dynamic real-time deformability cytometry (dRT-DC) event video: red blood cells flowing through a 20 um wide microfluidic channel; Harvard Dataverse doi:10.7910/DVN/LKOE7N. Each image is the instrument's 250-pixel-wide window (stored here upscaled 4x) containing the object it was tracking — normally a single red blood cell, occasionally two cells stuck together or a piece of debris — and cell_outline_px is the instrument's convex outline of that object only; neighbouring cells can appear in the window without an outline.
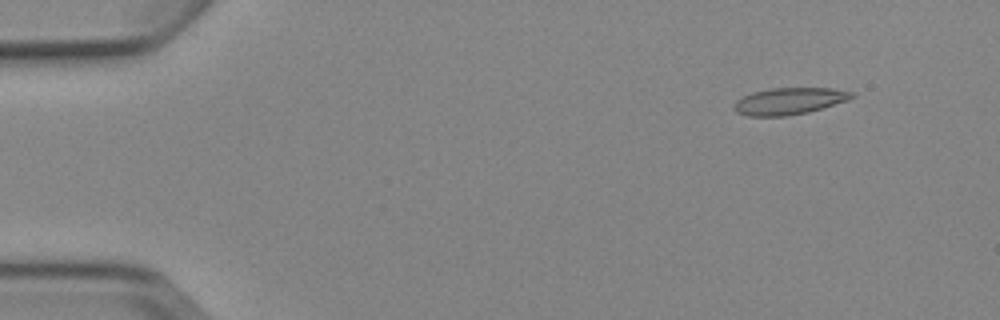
{"species": "Egyptian fruit bat (a non-hibernating species)", "species_latin": "Rousettus aegyptiacus", "temperature_condition": "cold", "stored_images_in_passage": 4, "camera_frame_rate_fps": 3000, "um_per_image_px": 0.085, "animal": {"sex": "female"}, "frame": {"image": 1, "passage_image": 2, "time_ms": 1.0, "image_size_px": [1000, 320], "cell_outline_px": [[856, 96], [848, 100], [808, 112], [784, 116], [748, 116], [736, 112], [732, 108], [732, 104], [736, 100], [752, 92], [768, 88], [832, 88], [852, 92]], "centroid_in_image_um": [67.04, 8.59], "position_along_channel_um": 18.0, "area_um2": 18.44}}
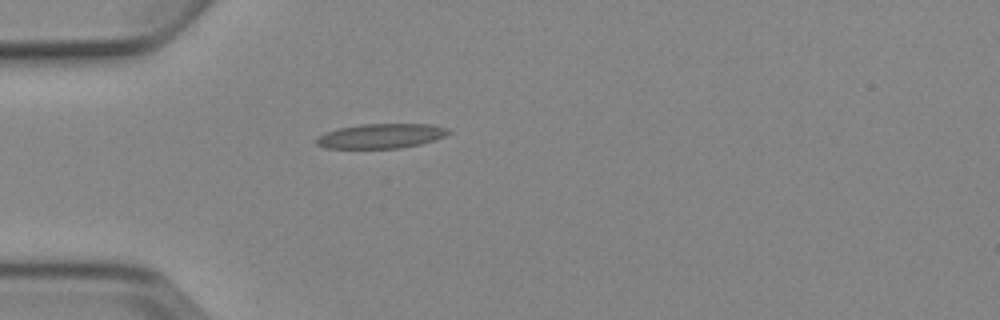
{"frame": {"image": 2, "passage_image": 4, "time_ms": 4.333, "image_size_px": [1000, 320], "cell_outline_px": [[452, 132], [436, 140], [420, 144], [400, 148], [324, 148], [316, 144], [316, 140], [320, 136], [328, 132], [340, 128], [360, 124], [432, 124], [448, 128]], "centroid_in_image_um": [32.45, 11.56], "position_along_channel_um": 52.6, "area_um2": 18.9}}